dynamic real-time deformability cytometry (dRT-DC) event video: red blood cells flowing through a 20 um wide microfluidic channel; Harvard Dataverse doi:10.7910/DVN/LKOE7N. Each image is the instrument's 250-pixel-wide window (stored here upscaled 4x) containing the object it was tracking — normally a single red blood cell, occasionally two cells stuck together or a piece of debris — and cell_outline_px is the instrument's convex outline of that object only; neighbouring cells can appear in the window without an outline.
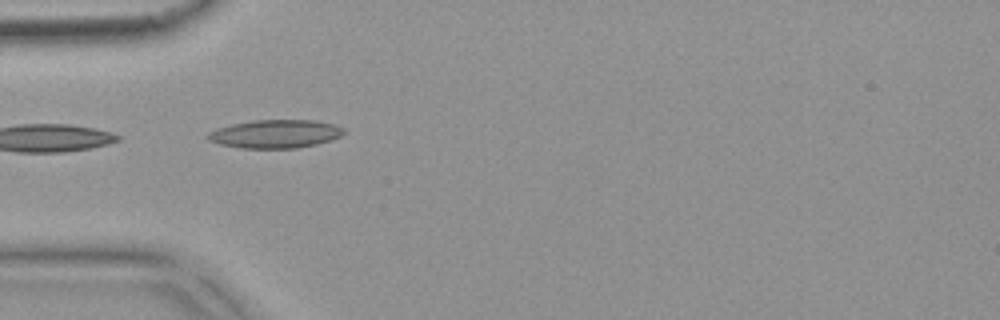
{"species": "common noctule bat (a hibernating species)", "species_latin": "Nyctalus noctula", "temperature_condition": "warm", "stored_images_in_passage": 8, "camera_frame_rate_fps": 3000, "um_per_image_px": 0.085, "animal": {"sex": "female", "body_mass_g": 18.4}, "frame": {"image": 1, "passage_image": 5, "time_ms": 1.333, "image_size_px": [1000, 320], "cell_outline_px": [[344, 132], [340, 136], [332, 140], [316, 144], [296, 148], [240, 148], [220, 144], [208, 140], [204, 136], [208, 132], [216, 128], [232, 124], [252, 120], [316, 120], [336, 124], [344, 128]], "centroid_in_image_um": [23.39, 11.37], "position_along_channel_um": 61.6, "area_um2": 22.66}}